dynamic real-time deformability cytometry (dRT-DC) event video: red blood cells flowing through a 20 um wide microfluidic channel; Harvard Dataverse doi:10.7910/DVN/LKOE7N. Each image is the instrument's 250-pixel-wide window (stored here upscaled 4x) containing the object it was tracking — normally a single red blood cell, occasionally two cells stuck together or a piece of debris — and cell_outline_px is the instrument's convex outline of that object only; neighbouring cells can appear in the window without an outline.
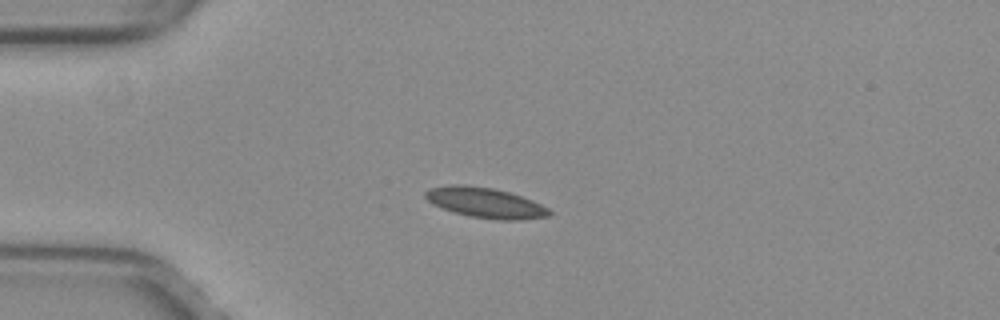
{"species": "common noctule bat (a hibernating species)", "species_latin": "Nyctalus noctula", "temperature_condition": "warm", "stored_images_in_passage": 51, "camera_frame_rate_fps": 3000, "um_per_image_px": 0.085, "animal": {"sex": "female", "body_mass_g": 29.2, "forearm_length_mm": 56.3}, "frame": {"image": 1, "passage_image": 13, "time_ms": 4.0, "image_size_px": [1000, 320], "cell_outline_px": [[552, 212], [548, 216], [520, 220], [496, 220], [468, 216], [432, 204], [424, 196], [424, 192], [428, 188], [448, 184], [464, 184], [492, 188], [508, 192], [532, 200], [548, 208]], "centroid_in_image_um": [41.22, 17.22], "position_along_channel_um": 43.8, "area_um2": 21.85}}
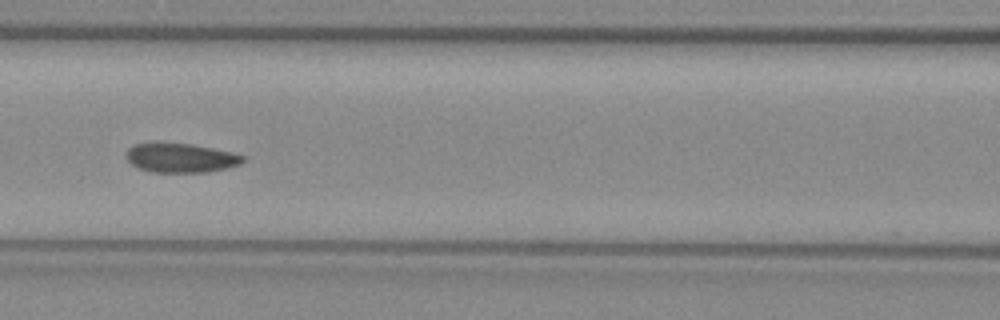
{"frame": {"image": 2, "passage_image": 23, "time_ms": 7.333, "image_size_px": [1000, 320], "cell_outline_px": [[244, 160], [240, 164], [208, 172], [152, 172], [140, 168], [132, 164], [124, 156], [124, 152], [132, 144], [152, 140], [192, 144], [232, 152], [244, 156]], "centroid_in_image_um": [15.26, 13.37], "position_along_channel_um": 151.3, "area_um2": 20.46}}
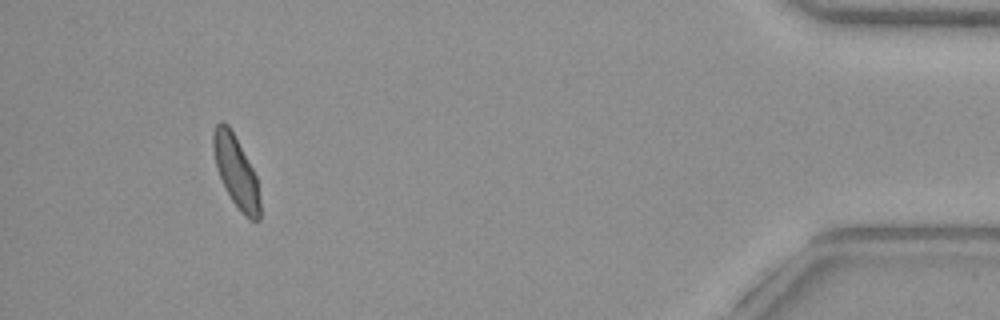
{"frame": {"image": 3, "passage_image": 48, "time_ms": 15.667, "image_size_px": [1000, 320], "cell_outline_px": [[260, 220], [248, 220], [240, 212], [232, 200], [216, 168], [212, 148], [212, 132], [216, 124], [220, 120], [224, 120], [228, 124], [252, 168], [256, 176], [260, 200]], "centroid_in_image_um": [20.04, 14.58], "position_along_channel_um": 415.2, "area_um2": 19.36}, "authors_computed_cell_mechanics": {"area_um2": 20.1144, "velocity_mm_per_s": 3.9843, "shape_relaxation_time_tau1_ms": 6.0184, "shape_relaxation_time_tau2_ms": 2.8224, "deformation_change_tau1": 0.1192, "deformation_change_tau2": 0.0605}}